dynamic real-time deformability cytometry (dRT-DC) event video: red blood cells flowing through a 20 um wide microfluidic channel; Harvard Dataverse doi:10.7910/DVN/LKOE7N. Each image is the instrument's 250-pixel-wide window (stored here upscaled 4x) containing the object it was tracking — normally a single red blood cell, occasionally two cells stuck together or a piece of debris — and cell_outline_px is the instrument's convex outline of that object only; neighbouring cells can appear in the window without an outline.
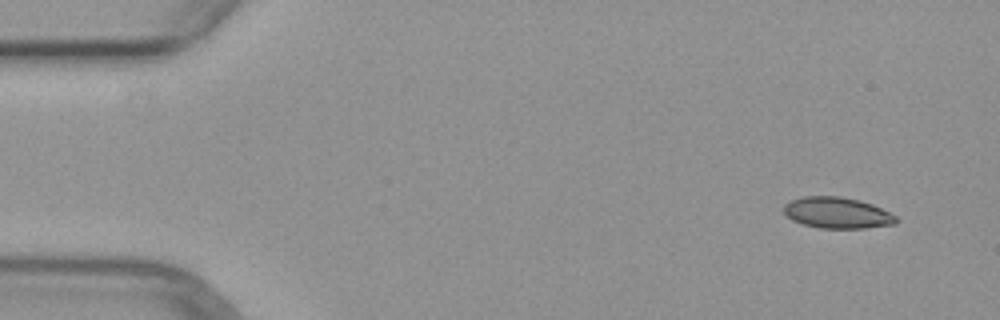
{"species": "common noctule bat (a hibernating species)", "species_latin": "Nyctalus noctula", "temperature_condition": "warm", "stored_images_in_passage": 3, "camera_frame_rate_fps": 3000, "um_per_image_px": 0.085, "animal": {"sex": "female", "body_mass_g": 29.2, "forearm_length_mm": 56.3}, "frame": {"image": 1, "passage_image": 1, "time_ms": 0.0, "image_size_px": [1000, 320], "cell_outline_px": [[896, 224], [864, 228], [820, 228], [804, 224], [792, 220], [784, 212], [784, 204], [792, 200], [804, 196], [840, 196], [860, 200], [872, 204], [896, 216]], "centroid_in_image_um": [71.16, 18.08], "position_along_channel_um": 13.8, "area_um2": 20.23}}